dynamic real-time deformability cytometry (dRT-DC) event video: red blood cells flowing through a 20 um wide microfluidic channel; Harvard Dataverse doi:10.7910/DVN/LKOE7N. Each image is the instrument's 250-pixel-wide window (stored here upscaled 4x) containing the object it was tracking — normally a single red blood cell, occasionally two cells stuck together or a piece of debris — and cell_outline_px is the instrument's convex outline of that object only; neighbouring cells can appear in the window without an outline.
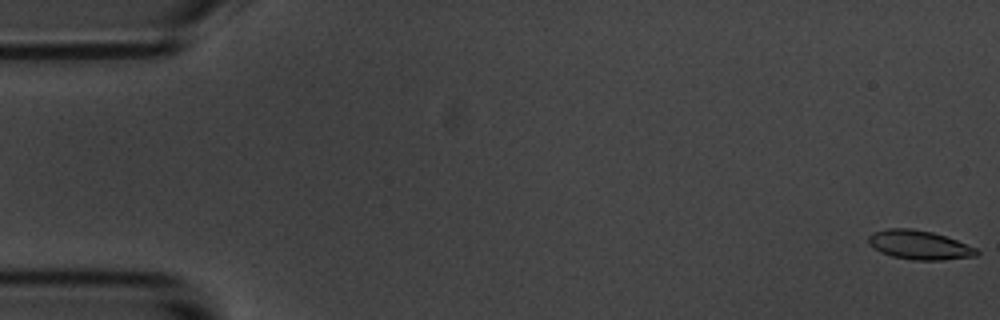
{"species": "common noctule bat (a hibernating species)", "species_latin": "Nyctalus noctula", "temperature_condition": "room temperature", "stored_images_in_passage": 57, "camera_frame_rate_fps": 3000, "um_per_image_px": 0.085, "animal": {"sex": "male", "body_mass_g": 20.1, "forearm_length_mm": 53.5}, "frame": {"image": 1, "passage_image": 1, "time_ms": 0.0, "image_size_px": [1000, 320], "cell_outline_px": [[980, 252], [976, 256], [940, 260], [912, 260], [892, 256], [880, 252], [868, 244], [868, 236], [872, 232], [888, 228], [912, 228], [932, 232], [956, 240], [976, 248]], "centroid_in_image_um": [78.1, 20.82], "position_along_channel_um": 6.9, "area_um2": 18.32}}
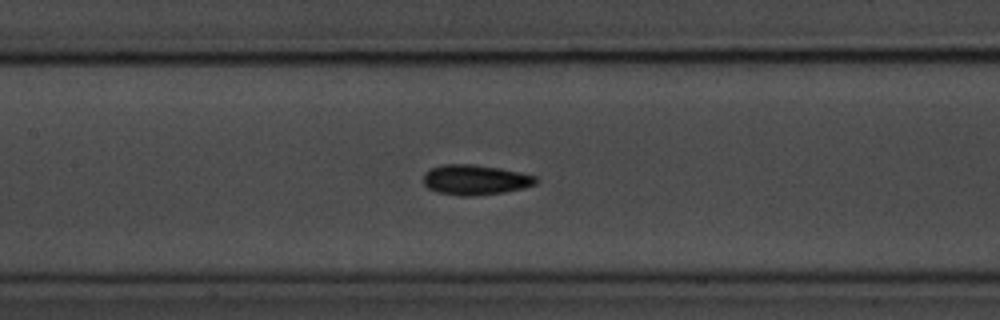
{"frame": {"image": 2, "passage_image": 26, "time_ms": 8.333, "image_size_px": [1000, 320], "cell_outline_px": [[540, 180], [536, 184], [504, 192], [472, 196], [460, 196], [436, 192], [428, 188], [424, 184], [424, 172], [428, 168], [444, 164], [472, 164], [500, 168], [520, 172], [536, 176]], "centroid_in_image_um": [40.37, 15.28], "position_along_channel_um": 167.0, "area_um2": 19.88}}
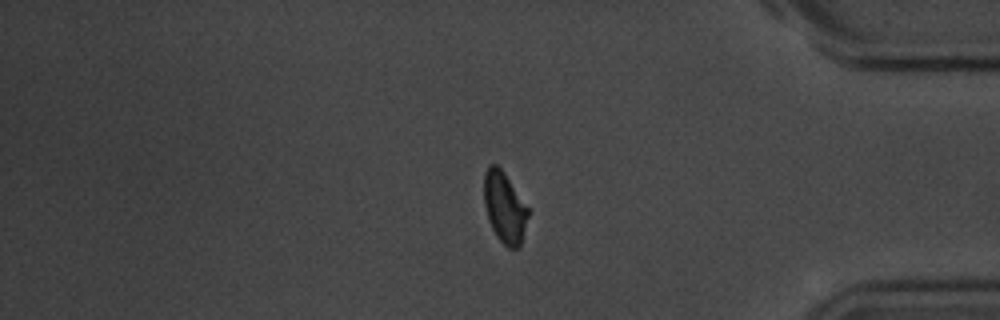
{"frame": {"image": 3, "passage_image": 47, "time_ms": 15.333, "image_size_px": [1000, 320], "cell_outline_px": [[528, 216], [520, 244], [516, 248], [508, 248], [496, 236], [488, 220], [484, 204], [484, 172], [488, 164], [496, 164], [504, 172], [528, 208]], "centroid_in_image_um": [42.85, 17.6], "position_along_channel_um": 392.3, "area_um2": 18.03}, "authors_computed_cell_mechanics": {"area_um2": 18.9006, "velocity_mm_per_s": 3.5931, "shape_relaxation_time_tau1_ms": 2.7379, "shape_relaxation_time_tau2_ms": 1.6262, "deformation_change_tau1": 0.0875, "deformation_change_tau2": 0.0611}}